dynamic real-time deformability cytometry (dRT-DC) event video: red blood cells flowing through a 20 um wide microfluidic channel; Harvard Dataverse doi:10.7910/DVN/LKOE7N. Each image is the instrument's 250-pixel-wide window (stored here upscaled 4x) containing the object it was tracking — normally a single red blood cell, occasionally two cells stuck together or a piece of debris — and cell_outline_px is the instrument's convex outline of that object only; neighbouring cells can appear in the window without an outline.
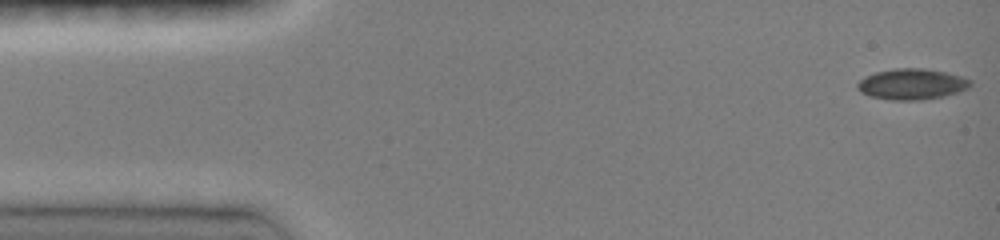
{"species": "common noctule bat (a hibernating species)", "species_latin": "Nyctalus noctula", "temperature_condition": "room temperature", "stored_images_in_passage": 46, "camera_frame_rate_fps": 3000, "um_per_image_px": 0.085, "animal": {"sex": "female", "body_mass_g": 19.0, "forearm_length_mm": 51.5}, "frame": {"image": 1, "passage_image": 1, "time_ms": 0.0, "image_size_px": [1000, 240], "cell_outline_px": [[972, 84], [968, 88], [944, 96], [920, 100], [892, 100], [868, 96], [860, 92], [856, 88], [856, 84], [864, 76], [876, 72], [896, 68], [924, 68], [944, 72], [960, 76], [972, 80]], "centroid_in_image_um": [77.47, 7.15], "position_along_channel_um": 7.5, "area_um2": 20.35}}
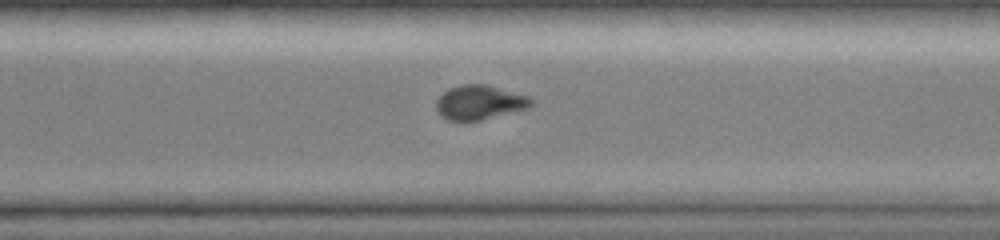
{"frame": {"image": 2, "passage_image": 33, "time_ms": 10.667, "image_size_px": [1000, 240], "cell_outline_px": [[536, 104], [528, 108], [480, 120], [448, 120], [436, 108], [436, 100], [448, 88], [464, 84], [488, 84], [528, 96], [536, 100]], "centroid_in_image_um": [40.83, 8.68], "position_along_channel_um": 329.8, "area_um2": 18.96}}
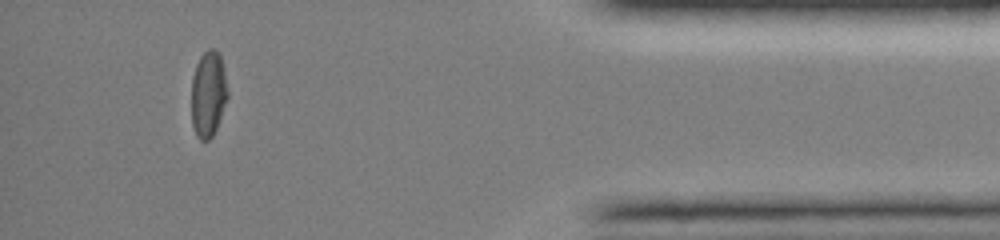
{"frame": {"image": 3, "passage_image": 42, "time_ms": 13.667, "image_size_px": [1000, 240], "cell_outline_px": [[228, 96], [216, 128], [212, 136], [208, 140], [200, 140], [196, 136], [192, 124], [192, 76], [196, 64], [200, 56], [208, 48], [216, 48], [220, 56], [224, 68], [228, 88]], "centroid_in_image_um": [17.7, 7.95], "position_along_channel_um": 417.5, "area_um2": 18.26}, "authors_computed_cell_mechanics": {"area_um2": 19.8254, "velocity_mm_per_s": 4.132, "shape_relaxation_time_tau1_ms": null, "shape_relaxation_time_tau2_ms": 2.3142, "deformation_change_tau1": null, "deformation_change_tau2": 0.0558}}